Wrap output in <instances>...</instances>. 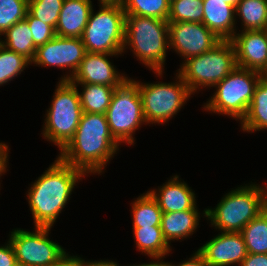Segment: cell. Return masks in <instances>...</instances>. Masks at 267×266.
<instances>
[{
	"label": "cell",
	"instance_id": "6da1fadb",
	"mask_svg": "<svg viewBox=\"0 0 267 266\" xmlns=\"http://www.w3.org/2000/svg\"><path fill=\"white\" fill-rule=\"evenodd\" d=\"M120 144L111 135L105 114L83 112L73 138L58 158L87 174H101Z\"/></svg>",
	"mask_w": 267,
	"mask_h": 266
},
{
	"label": "cell",
	"instance_id": "7a4b0ae2",
	"mask_svg": "<svg viewBox=\"0 0 267 266\" xmlns=\"http://www.w3.org/2000/svg\"><path fill=\"white\" fill-rule=\"evenodd\" d=\"M86 174L58 157L27 191L34 227H51L69 201L78 181Z\"/></svg>",
	"mask_w": 267,
	"mask_h": 266
},
{
	"label": "cell",
	"instance_id": "3957f363",
	"mask_svg": "<svg viewBox=\"0 0 267 266\" xmlns=\"http://www.w3.org/2000/svg\"><path fill=\"white\" fill-rule=\"evenodd\" d=\"M128 48L142 64L162 77L169 49V22L154 17L126 15L123 53Z\"/></svg>",
	"mask_w": 267,
	"mask_h": 266
},
{
	"label": "cell",
	"instance_id": "277c9868",
	"mask_svg": "<svg viewBox=\"0 0 267 266\" xmlns=\"http://www.w3.org/2000/svg\"><path fill=\"white\" fill-rule=\"evenodd\" d=\"M267 208V186L248 184L226 193L212 210L203 215L220 232H240L251 220Z\"/></svg>",
	"mask_w": 267,
	"mask_h": 266
},
{
	"label": "cell",
	"instance_id": "5b68a950",
	"mask_svg": "<svg viewBox=\"0 0 267 266\" xmlns=\"http://www.w3.org/2000/svg\"><path fill=\"white\" fill-rule=\"evenodd\" d=\"M237 67L236 52L231 40H221L211 50L182 62L177 70L195 94L200 88L214 87Z\"/></svg>",
	"mask_w": 267,
	"mask_h": 266
},
{
	"label": "cell",
	"instance_id": "8992f818",
	"mask_svg": "<svg viewBox=\"0 0 267 266\" xmlns=\"http://www.w3.org/2000/svg\"><path fill=\"white\" fill-rule=\"evenodd\" d=\"M83 114L78 89L70 80H59L43 126V138L61 151L73 138Z\"/></svg>",
	"mask_w": 267,
	"mask_h": 266
},
{
	"label": "cell",
	"instance_id": "52a82bcc",
	"mask_svg": "<svg viewBox=\"0 0 267 266\" xmlns=\"http://www.w3.org/2000/svg\"><path fill=\"white\" fill-rule=\"evenodd\" d=\"M262 76L257 71L236 67L214 86L216 91L203 108L210 113L224 114L241 122Z\"/></svg>",
	"mask_w": 267,
	"mask_h": 266
},
{
	"label": "cell",
	"instance_id": "ba28073f",
	"mask_svg": "<svg viewBox=\"0 0 267 266\" xmlns=\"http://www.w3.org/2000/svg\"><path fill=\"white\" fill-rule=\"evenodd\" d=\"M105 116L114 139L133 145L135 131L146 123L138 81L127 78L115 88Z\"/></svg>",
	"mask_w": 267,
	"mask_h": 266
},
{
	"label": "cell",
	"instance_id": "9c48e42d",
	"mask_svg": "<svg viewBox=\"0 0 267 266\" xmlns=\"http://www.w3.org/2000/svg\"><path fill=\"white\" fill-rule=\"evenodd\" d=\"M99 6L95 14L92 8L81 37L86 52L122 54L126 14L121 5Z\"/></svg>",
	"mask_w": 267,
	"mask_h": 266
},
{
	"label": "cell",
	"instance_id": "30bf717a",
	"mask_svg": "<svg viewBox=\"0 0 267 266\" xmlns=\"http://www.w3.org/2000/svg\"><path fill=\"white\" fill-rule=\"evenodd\" d=\"M176 82L141 83L138 89L142 98L146 124H163L176 115L193 95L178 73ZM188 99V100H187Z\"/></svg>",
	"mask_w": 267,
	"mask_h": 266
},
{
	"label": "cell",
	"instance_id": "8fae6325",
	"mask_svg": "<svg viewBox=\"0 0 267 266\" xmlns=\"http://www.w3.org/2000/svg\"><path fill=\"white\" fill-rule=\"evenodd\" d=\"M35 232L13 229L9 242L13 246L18 266H53L69 254L48 237L51 227L35 226Z\"/></svg>",
	"mask_w": 267,
	"mask_h": 266
},
{
	"label": "cell",
	"instance_id": "7c38bea8",
	"mask_svg": "<svg viewBox=\"0 0 267 266\" xmlns=\"http://www.w3.org/2000/svg\"><path fill=\"white\" fill-rule=\"evenodd\" d=\"M86 49L81 38L55 36L36 49L34 60L36 66L69 69V73L60 80H70L84 59Z\"/></svg>",
	"mask_w": 267,
	"mask_h": 266
},
{
	"label": "cell",
	"instance_id": "4fadbf2b",
	"mask_svg": "<svg viewBox=\"0 0 267 266\" xmlns=\"http://www.w3.org/2000/svg\"><path fill=\"white\" fill-rule=\"evenodd\" d=\"M220 41L203 23L169 22V47L185 60L211 50Z\"/></svg>",
	"mask_w": 267,
	"mask_h": 266
},
{
	"label": "cell",
	"instance_id": "5bb4252c",
	"mask_svg": "<svg viewBox=\"0 0 267 266\" xmlns=\"http://www.w3.org/2000/svg\"><path fill=\"white\" fill-rule=\"evenodd\" d=\"M116 55L122 54L86 52L78 70L70 81L73 84H99L118 87L128 77L123 73L120 74L110 62V57Z\"/></svg>",
	"mask_w": 267,
	"mask_h": 266
},
{
	"label": "cell",
	"instance_id": "9a60e30c",
	"mask_svg": "<svg viewBox=\"0 0 267 266\" xmlns=\"http://www.w3.org/2000/svg\"><path fill=\"white\" fill-rule=\"evenodd\" d=\"M235 33L231 39L237 67L257 71H267V32L265 30H244Z\"/></svg>",
	"mask_w": 267,
	"mask_h": 266
},
{
	"label": "cell",
	"instance_id": "2e32d148",
	"mask_svg": "<svg viewBox=\"0 0 267 266\" xmlns=\"http://www.w3.org/2000/svg\"><path fill=\"white\" fill-rule=\"evenodd\" d=\"M198 250L209 266H240L248 254L240 232H221Z\"/></svg>",
	"mask_w": 267,
	"mask_h": 266
},
{
	"label": "cell",
	"instance_id": "e0dca14e",
	"mask_svg": "<svg viewBox=\"0 0 267 266\" xmlns=\"http://www.w3.org/2000/svg\"><path fill=\"white\" fill-rule=\"evenodd\" d=\"M173 177V178H172ZM158 189L148 191L163 213L198 210L196 196L186 182L176 174Z\"/></svg>",
	"mask_w": 267,
	"mask_h": 266
},
{
	"label": "cell",
	"instance_id": "ac0fdd59",
	"mask_svg": "<svg viewBox=\"0 0 267 266\" xmlns=\"http://www.w3.org/2000/svg\"><path fill=\"white\" fill-rule=\"evenodd\" d=\"M92 8L91 0H64L55 27L56 35L81 38Z\"/></svg>",
	"mask_w": 267,
	"mask_h": 266
},
{
	"label": "cell",
	"instance_id": "d6986e66",
	"mask_svg": "<svg viewBox=\"0 0 267 266\" xmlns=\"http://www.w3.org/2000/svg\"><path fill=\"white\" fill-rule=\"evenodd\" d=\"M202 7V23L221 40H231L237 32L235 7L224 0H203Z\"/></svg>",
	"mask_w": 267,
	"mask_h": 266
},
{
	"label": "cell",
	"instance_id": "ffe728a7",
	"mask_svg": "<svg viewBox=\"0 0 267 266\" xmlns=\"http://www.w3.org/2000/svg\"><path fill=\"white\" fill-rule=\"evenodd\" d=\"M200 220L199 210H184L162 214L161 230L170 245L171 241L187 239L193 235Z\"/></svg>",
	"mask_w": 267,
	"mask_h": 266
},
{
	"label": "cell",
	"instance_id": "44dd1931",
	"mask_svg": "<svg viewBox=\"0 0 267 266\" xmlns=\"http://www.w3.org/2000/svg\"><path fill=\"white\" fill-rule=\"evenodd\" d=\"M243 132L267 130V80L258 82L246 116L240 122Z\"/></svg>",
	"mask_w": 267,
	"mask_h": 266
},
{
	"label": "cell",
	"instance_id": "7402d4cb",
	"mask_svg": "<svg viewBox=\"0 0 267 266\" xmlns=\"http://www.w3.org/2000/svg\"><path fill=\"white\" fill-rule=\"evenodd\" d=\"M136 248L150 257L165 258L172 250L164 238L161 226L132 228Z\"/></svg>",
	"mask_w": 267,
	"mask_h": 266
},
{
	"label": "cell",
	"instance_id": "603a6c76",
	"mask_svg": "<svg viewBox=\"0 0 267 266\" xmlns=\"http://www.w3.org/2000/svg\"><path fill=\"white\" fill-rule=\"evenodd\" d=\"M4 35L6 39L0 38L3 46L24 56L30 62L34 60L37 47L34 45L31 29L25 19L12 25L2 34Z\"/></svg>",
	"mask_w": 267,
	"mask_h": 266
},
{
	"label": "cell",
	"instance_id": "cb8c5ba5",
	"mask_svg": "<svg viewBox=\"0 0 267 266\" xmlns=\"http://www.w3.org/2000/svg\"><path fill=\"white\" fill-rule=\"evenodd\" d=\"M81 85L82 92L78 91L83 112L105 114L116 87L99 84H75Z\"/></svg>",
	"mask_w": 267,
	"mask_h": 266
},
{
	"label": "cell",
	"instance_id": "d4e9b609",
	"mask_svg": "<svg viewBox=\"0 0 267 266\" xmlns=\"http://www.w3.org/2000/svg\"><path fill=\"white\" fill-rule=\"evenodd\" d=\"M131 204L133 228L161 226L163 212L148 191Z\"/></svg>",
	"mask_w": 267,
	"mask_h": 266
},
{
	"label": "cell",
	"instance_id": "484cf974",
	"mask_svg": "<svg viewBox=\"0 0 267 266\" xmlns=\"http://www.w3.org/2000/svg\"><path fill=\"white\" fill-rule=\"evenodd\" d=\"M236 10L244 30L267 29V0H241Z\"/></svg>",
	"mask_w": 267,
	"mask_h": 266
},
{
	"label": "cell",
	"instance_id": "4316f807",
	"mask_svg": "<svg viewBox=\"0 0 267 266\" xmlns=\"http://www.w3.org/2000/svg\"><path fill=\"white\" fill-rule=\"evenodd\" d=\"M240 233L248 253L267 254V208L251 220Z\"/></svg>",
	"mask_w": 267,
	"mask_h": 266
},
{
	"label": "cell",
	"instance_id": "83f0119b",
	"mask_svg": "<svg viewBox=\"0 0 267 266\" xmlns=\"http://www.w3.org/2000/svg\"><path fill=\"white\" fill-rule=\"evenodd\" d=\"M121 7L126 15L154 17L167 21L170 3L167 0H122Z\"/></svg>",
	"mask_w": 267,
	"mask_h": 266
},
{
	"label": "cell",
	"instance_id": "f1b7e54d",
	"mask_svg": "<svg viewBox=\"0 0 267 266\" xmlns=\"http://www.w3.org/2000/svg\"><path fill=\"white\" fill-rule=\"evenodd\" d=\"M203 0H174L170 3L168 22L202 23Z\"/></svg>",
	"mask_w": 267,
	"mask_h": 266
},
{
	"label": "cell",
	"instance_id": "f546056e",
	"mask_svg": "<svg viewBox=\"0 0 267 266\" xmlns=\"http://www.w3.org/2000/svg\"><path fill=\"white\" fill-rule=\"evenodd\" d=\"M32 64L24 56L7 49L0 43V85H4L13 80L14 77Z\"/></svg>",
	"mask_w": 267,
	"mask_h": 266
},
{
	"label": "cell",
	"instance_id": "4dcf8cb0",
	"mask_svg": "<svg viewBox=\"0 0 267 266\" xmlns=\"http://www.w3.org/2000/svg\"><path fill=\"white\" fill-rule=\"evenodd\" d=\"M28 11V0H0V37L12 25L24 20Z\"/></svg>",
	"mask_w": 267,
	"mask_h": 266
},
{
	"label": "cell",
	"instance_id": "1f68e13d",
	"mask_svg": "<svg viewBox=\"0 0 267 266\" xmlns=\"http://www.w3.org/2000/svg\"><path fill=\"white\" fill-rule=\"evenodd\" d=\"M64 0H28V12L54 29Z\"/></svg>",
	"mask_w": 267,
	"mask_h": 266
},
{
	"label": "cell",
	"instance_id": "d6a6232c",
	"mask_svg": "<svg viewBox=\"0 0 267 266\" xmlns=\"http://www.w3.org/2000/svg\"><path fill=\"white\" fill-rule=\"evenodd\" d=\"M25 20L32 32V38L36 47L45 44L56 36L55 29L41 20L33 17L28 11Z\"/></svg>",
	"mask_w": 267,
	"mask_h": 266
},
{
	"label": "cell",
	"instance_id": "836d02e7",
	"mask_svg": "<svg viewBox=\"0 0 267 266\" xmlns=\"http://www.w3.org/2000/svg\"><path fill=\"white\" fill-rule=\"evenodd\" d=\"M0 266H18L13 246L9 240L6 245L0 246Z\"/></svg>",
	"mask_w": 267,
	"mask_h": 266
},
{
	"label": "cell",
	"instance_id": "e575fe53",
	"mask_svg": "<svg viewBox=\"0 0 267 266\" xmlns=\"http://www.w3.org/2000/svg\"><path fill=\"white\" fill-rule=\"evenodd\" d=\"M168 266H209L202 253L197 250L188 260H183L178 265L168 263Z\"/></svg>",
	"mask_w": 267,
	"mask_h": 266
},
{
	"label": "cell",
	"instance_id": "d590c367",
	"mask_svg": "<svg viewBox=\"0 0 267 266\" xmlns=\"http://www.w3.org/2000/svg\"><path fill=\"white\" fill-rule=\"evenodd\" d=\"M240 266H267V254L248 253Z\"/></svg>",
	"mask_w": 267,
	"mask_h": 266
},
{
	"label": "cell",
	"instance_id": "8d00e7d4",
	"mask_svg": "<svg viewBox=\"0 0 267 266\" xmlns=\"http://www.w3.org/2000/svg\"><path fill=\"white\" fill-rule=\"evenodd\" d=\"M9 150L10 149H8L7 144H5L4 142L0 143V178L2 174L6 173L7 171Z\"/></svg>",
	"mask_w": 267,
	"mask_h": 266
},
{
	"label": "cell",
	"instance_id": "74e56055",
	"mask_svg": "<svg viewBox=\"0 0 267 266\" xmlns=\"http://www.w3.org/2000/svg\"><path fill=\"white\" fill-rule=\"evenodd\" d=\"M53 266H81V257L68 255L59 264Z\"/></svg>",
	"mask_w": 267,
	"mask_h": 266
},
{
	"label": "cell",
	"instance_id": "f35d334b",
	"mask_svg": "<svg viewBox=\"0 0 267 266\" xmlns=\"http://www.w3.org/2000/svg\"><path fill=\"white\" fill-rule=\"evenodd\" d=\"M119 263H116L112 260H106V261H85L81 258V266H119Z\"/></svg>",
	"mask_w": 267,
	"mask_h": 266
},
{
	"label": "cell",
	"instance_id": "ab89813d",
	"mask_svg": "<svg viewBox=\"0 0 267 266\" xmlns=\"http://www.w3.org/2000/svg\"><path fill=\"white\" fill-rule=\"evenodd\" d=\"M154 260H157V261H151L150 263H143V264H139V265H130V266H168V262H163L162 259L164 258H160V257H153ZM159 260H162L159 262Z\"/></svg>",
	"mask_w": 267,
	"mask_h": 266
},
{
	"label": "cell",
	"instance_id": "60d3db41",
	"mask_svg": "<svg viewBox=\"0 0 267 266\" xmlns=\"http://www.w3.org/2000/svg\"><path fill=\"white\" fill-rule=\"evenodd\" d=\"M99 4H105V5H121L122 0H98Z\"/></svg>",
	"mask_w": 267,
	"mask_h": 266
},
{
	"label": "cell",
	"instance_id": "b9f144b4",
	"mask_svg": "<svg viewBox=\"0 0 267 266\" xmlns=\"http://www.w3.org/2000/svg\"><path fill=\"white\" fill-rule=\"evenodd\" d=\"M241 0H224L225 3H228L230 4L231 6L233 7H237L238 3L240 2Z\"/></svg>",
	"mask_w": 267,
	"mask_h": 266
},
{
	"label": "cell",
	"instance_id": "7bdbcfd3",
	"mask_svg": "<svg viewBox=\"0 0 267 266\" xmlns=\"http://www.w3.org/2000/svg\"><path fill=\"white\" fill-rule=\"evenodd\" d=\"M263 77L267 80V71L263 74Z\"/></svg>",
	"mask_w": 267,
	"mask_h": 266
}]
</instances>
